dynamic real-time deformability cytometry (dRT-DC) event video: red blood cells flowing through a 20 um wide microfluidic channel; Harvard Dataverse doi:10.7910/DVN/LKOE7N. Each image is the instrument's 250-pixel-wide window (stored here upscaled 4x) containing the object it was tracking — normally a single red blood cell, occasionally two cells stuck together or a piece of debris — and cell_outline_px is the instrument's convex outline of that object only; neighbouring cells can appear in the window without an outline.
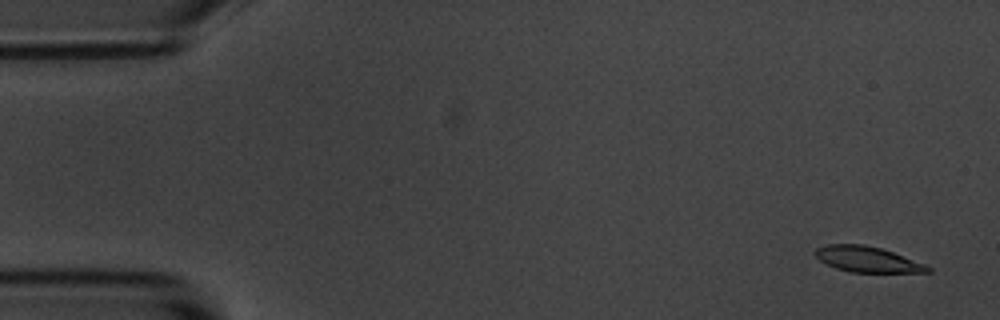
{"species": "common noctule bat (a hibernating species)", "species_latin": "Nyctalus noctula", "temperature_condition": "room temperature", "stored_images_in_passage": 56, "camera_frame_rate_fps": 3000, "um_per_image_px": 0.085, "animal": {"sex": "male", "body_mass_g": 20.1, "forearm_length_mm": 53.5}, "frame": {"image": 1, "passage_image": 3, "time_ms": 0.667, "image_size_px": [1000, 320], "cell_outline_px": [[932, 272], [852, 272], [836, 268], [820, 260], [816, 256], [816, 248], [828, 244], [864, 244], [880, 248], [892, 252], [924, 264], [932, 268]], "centroid_in_image_um": [73.72, 22.04], "position_along_channel_um": 11.3, "area_um2": 16.47}}
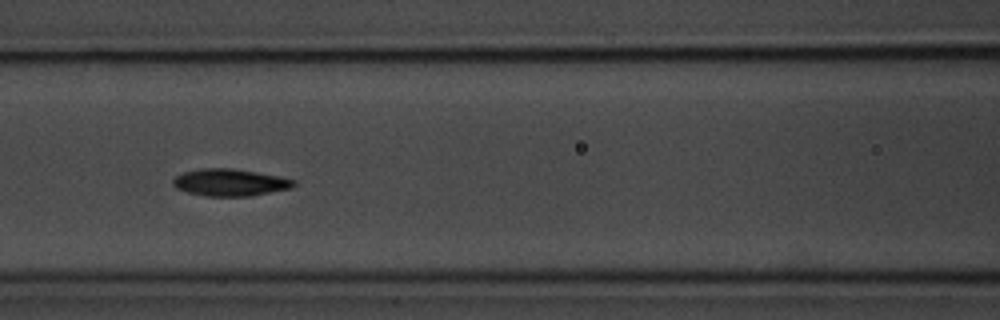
{"frame": {"image": 2, "passage_image": 24, "time_ms": 7.667, "image_size_px": [1000, 320], "cell_outline_px": [[296, 184], [292, 188], [252, 196], [208, 196], [188, 192], [176, 188], [172, 184], [172, 180], [176, 176], [184, 172], [200, 168], [232, 168], [280, 176], [296, 180]], "centroid_in_image_um": [19.57, 15.5], "position_along_channel_um": 147.0, "area_um2": 19.13}}
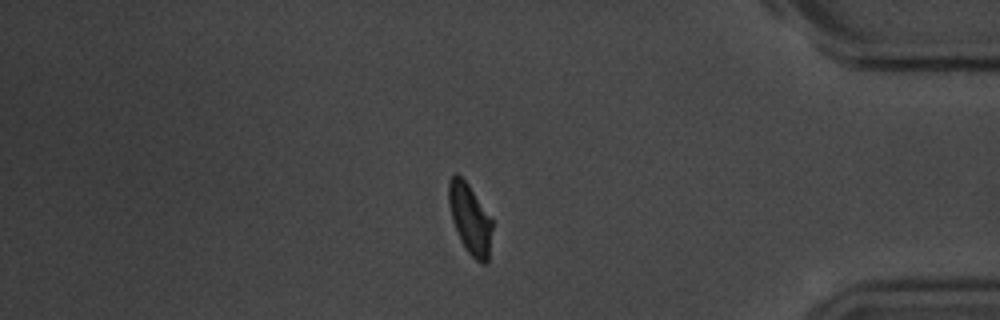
{"frame": {"image": 3, "passage_image": 47, "time_ms": 15.333, "image_size_px": [1000, 320], "cell_outline_px": [[492, 228], [488, 260], [484, 264], [476, 260], [464, 248], [460, 240], [452, 220], [448, 204], [448, 184], [452, 176], [456, 172], [468, 184], [492, 220]], "centroid_in_image_um": [39.92, 18.61], "position_along_channel_um": 395.3, "area_um2": 17.57}, "authors_computed_cell_mechanics": {"area_um2": 18.0625, "velocity_mm_per_s": 3.6471, "shape_relaxation_time_tau1_ms": 2.1468, "shape_relaxation_time_tau2_ms": 3.0392, "deformation_change_tau1": 0.1184, "deformation_change_tau2": 0.0721}}